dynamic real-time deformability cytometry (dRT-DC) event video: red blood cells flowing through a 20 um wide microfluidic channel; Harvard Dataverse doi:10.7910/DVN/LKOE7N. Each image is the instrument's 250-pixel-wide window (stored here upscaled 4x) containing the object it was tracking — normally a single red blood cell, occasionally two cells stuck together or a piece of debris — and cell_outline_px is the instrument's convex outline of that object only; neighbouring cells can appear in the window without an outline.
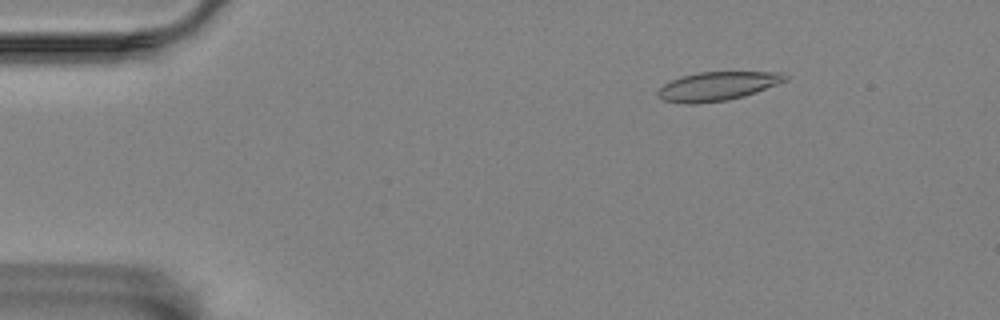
{"species": "Egyptian fruit bat (a non-hibernating species)", "species_latin": "Rousettus aegyptiacus", "temperature_condition": "room temperature", "stored_images_in_passage": 57, "camera_frame_rate_fps": 3000, "um_per_image_px": 0.085, "animal": {"sex": "female"}, "frame": {"image": 1, "passage_image": 8, "time_ms": 2.333, "image_size_px": [1000, 320], "cell_outline_px": [[788, 80], [756, 92], [744, 96], [728, 100], [696, 104], [684, 104], [664, 100], [656, 96], [656, 92], [664, 84], [680, 76], [696, 72], [784, 72], [788, 76]], "centroid_in_image_um": [60.97, 7.32], "position_along_channel_um": 24.0, "area_um2": 21.56}}
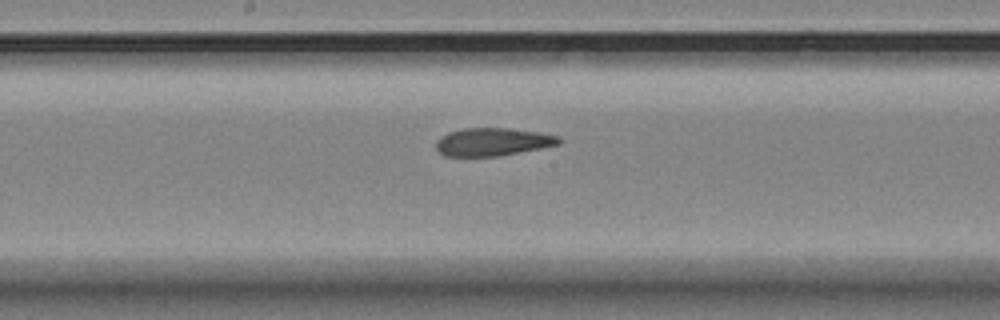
{"frame": {"image": 2, "passage_image": 30, "time_ms": 9.667, "image_size_px": [1000, 320], "cell_outline_px": [[564, 140], [560, 144], [540, 148], [496, 156], [444, 156], [436, 152], [436, 140], [440, 136], [448, 132], [464, 128], [508, 128], [540, 132], [560, 136]], "centroid_in_image_um": [41.86, 12.05], "position_along_channel_um": 206.3, "area_um2": 20.17}}
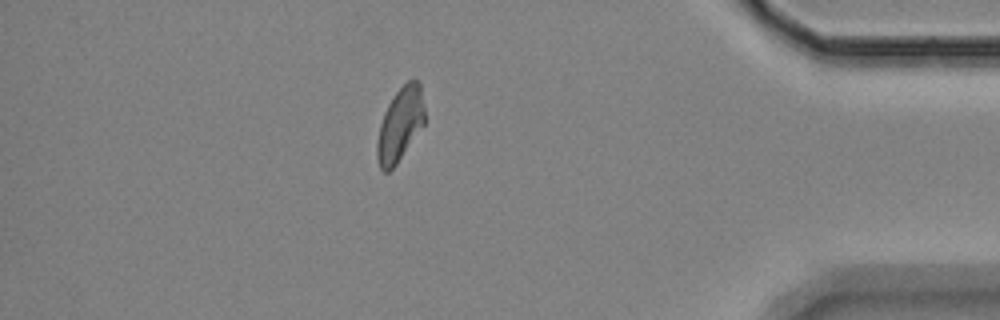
{"frame": {"image": 3, "passage_image": 50, "time_ms": 16.333, "image_size_px": [1000, 320], "cell_outline_px": [[424, 124], [396, 164], [388, 172], [384, 172], [380, 168], [376, 160], [376, 144], [380, 124], [384, 112], [388, 104], [396, 92], [408, 80], [416, 80], [420, 84], [424, 108]], "centroid_in_image_um": [33.98, 10.6], "position_along_channel_um": 401.2, "area_um2": 20.17}, "authors_computed_cell_mechanics": {"area_um2": 21.3282, "velocity_mm_per_s": 3.4744, "shape_relaxation_time_tau1_ms": 10.8805, "shape_relaxation_time_tau2_ms": 2.1397, "deformation_change_tau1": 0.237, "deformation_change_tau2": 0.098}}